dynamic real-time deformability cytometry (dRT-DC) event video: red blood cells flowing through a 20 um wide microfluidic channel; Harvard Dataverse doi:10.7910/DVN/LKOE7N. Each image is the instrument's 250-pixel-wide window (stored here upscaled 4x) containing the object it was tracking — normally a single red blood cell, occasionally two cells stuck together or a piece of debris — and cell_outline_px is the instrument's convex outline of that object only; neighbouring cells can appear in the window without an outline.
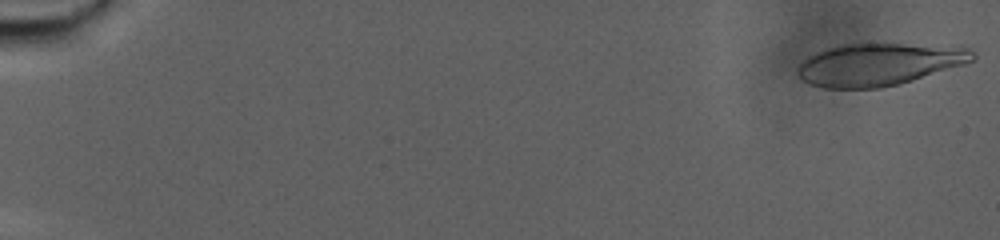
{"species": "human", "species_latin": "Homo sapiens", "temperature_condition": "warm", "stored_images_in_passage": 87, "camera_frame_rate_fps": 3000, "um_per_image_px": 0.085, "donor": {"sex": "male"}, "frame": {"image": 1, "passage_image": 1, "time_ms": 0.0, "image_size_px": [1000, 240], "cell_outline_px": [[976, 56], [972, 60], [964, 64], [912, 80], [880, 88], [824, 88], [808, 84], [800, 76], [800, 64], [808, 56], [816, 52], [840, 44], [904, 44], [968, 48]], "centroid_in_image_um": [74.67, 5.48], "position_along_channel_um": 10.3, "area_um2": 42.37}}
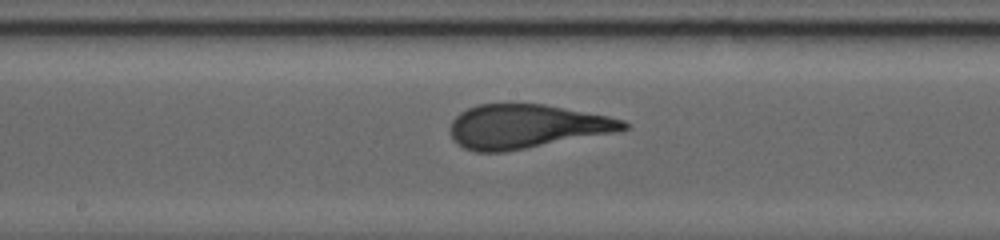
{"frame": {"image": 2, "passage_image": 49, "time_ms": 16.0, "image_size_px": [1000, 240], "cell_outline_px": [[628, 128], [616, 132], [504, 152], [476, 152], [464, 148], [456, 144], [452, 140], [448, 128], [452, 120], [460, 112], [476, 104], [544, 104], [608, 116], [624, 120], [628, 124]], "centroid_in_image_um": [44.69, 10.75], "position_along_channel_um": 203.5, "area_um2": 44.45}}
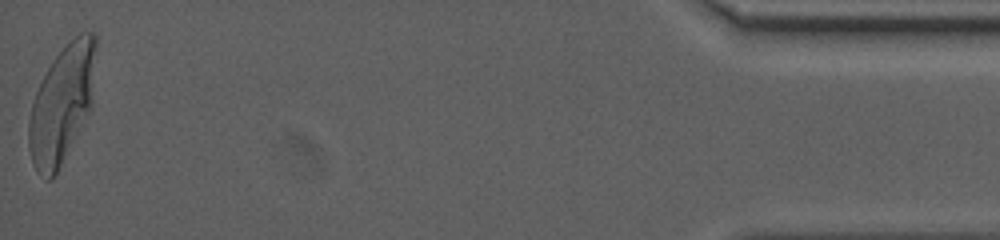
{"frame": {"image": 3, "passage_image": 87, "time_ms": 28.667, "image_size_px": [1000, 240], "cell_outline_px": [[96, 48], [92, 108], [52, 180], [48, 180], [36, 172], [32, 164], [28, 148], [28, 120], [32, 104], [36, 92], [52, 60], [80, 32], [92, 32], [96, 36]], "centroid_in_image_um": [5.26, 8.88], "position_along_channel_um": 429.9, "area_um2": 45.78}}